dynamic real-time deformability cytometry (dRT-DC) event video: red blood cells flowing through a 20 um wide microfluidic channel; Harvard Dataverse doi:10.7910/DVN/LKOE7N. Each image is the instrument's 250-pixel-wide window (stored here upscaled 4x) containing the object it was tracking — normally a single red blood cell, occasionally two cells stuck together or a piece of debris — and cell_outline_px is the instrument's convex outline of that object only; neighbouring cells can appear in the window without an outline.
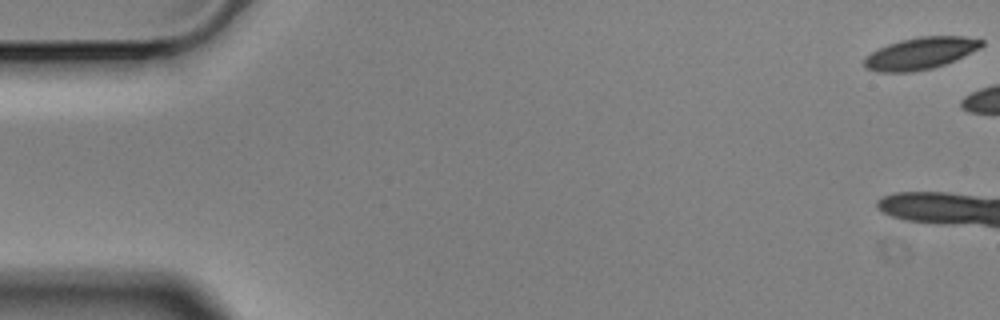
{"species": "Egyptian fruit bat (a non-hibernating species)", "species_latin": "Rousettus aegyptiacus", "temperature_condition": "cold", "stored_images_in_passage": 6, "camera_frame_rate_fps": 3000, "um_per_image_px": 0.085, "animal": {"sex": "male"}, "frame": {"image": 1, "passage_image": 1, "time_ms": 0.0, "image_size_px": [1000, 320], "cell_outline_px": [[984, 44], [980, 48], [944, 64], [932, 68], [912, 72], [880, 72], [864, 68], [864, 60], [872, 52], [888, 44], [900, 40], [916, 36], [964, 36], [984, 40]], "centroid_in_image_um": [78.24, 4.52], "position_along_channel_um": 6.8, "area_um2": 21.68}}